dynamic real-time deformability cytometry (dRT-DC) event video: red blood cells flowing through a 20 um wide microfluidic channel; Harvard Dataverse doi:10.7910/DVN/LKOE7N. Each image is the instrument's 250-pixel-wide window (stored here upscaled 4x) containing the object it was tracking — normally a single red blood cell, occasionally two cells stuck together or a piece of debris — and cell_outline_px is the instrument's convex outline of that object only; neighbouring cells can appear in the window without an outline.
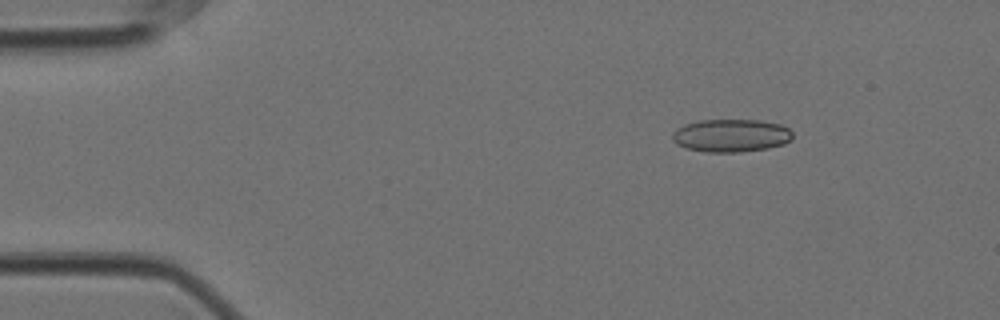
{"species": "Egyptian fruit bat (a non-hibernating species)", "species_latin": "Rousettus aegyptiacus", "temperature_condition": "cold", "stored_images_in_passage": 8, "camera_frame_rate_fps": 3000, "um_per_image_px": 0.085, "animal": {"sex": "female"}, "frame": {"image": 1, "passage_image": 1, "time_ms": 0.0, "image_size_px": [1000, 320], "cell_outline_px": [[792, 140], [784, 144], [768, 148], [740, 152], [708, 152], [688, 148], [676, 144], [672, 140], [672, 132], [676, 128], [684, 124], [700, 120], [760, 120], [780, 124], [788, 128], [792, 132]], "centroid_in_image_um": [62.14, 11.51], "position_along_channel_um": 22.9, "area_um2": 23.18}}